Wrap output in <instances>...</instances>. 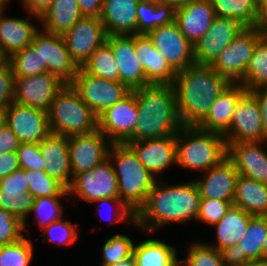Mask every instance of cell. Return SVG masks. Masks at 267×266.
<instances>
[{"instance_id": "obj_54", "label": "cell", "mask_w": 267, "mask_h": 266, "mask_svg": "<svg viewBox=\"0 0 267 266\" xmlns=\"http://www.w3.org/2000/svg\"><path fill=\"white\" fill-rule=\"evenodd\" d=\"M80 13L86 17L100 18L103 0H77Z\"/></svg>"}, {"instance_id": "obj_1", "label": "cell", "mask_w": 267, "mask_h": 266, "mask_svg": "<svg viewBox=\"0 0 267 266\" xmlns=\"http://www.w3.org/2000/svg\"><path fill=\"white\" fill-rule=\"evenodd\" d=\"M167 184L160 185L157 179L146 202L135 214L134 224L147 233L153 234L172 223L197 219L201 197L195 181Z\"/></svg>"}, {"instance_id": "obj_30", "label": "cell", "mask_w": 267, "mask_h": 266, "mask_svg": "<svg viewBox=\"0 0 267 266\" xmlns=\"http://www.w3.org/2000/svg\"><path fill=\"white\" fill-rule=\"evenodd\" d=\"M251 217V214L232 205L222 219L212 226L216 230V243L207 244L217 250L238 244L247 230Z\"/></svg>"}, {"instance_id": "obj_5", "label": "cell", "mask_w": 267, "mask_h": 266, "mask_svg": "<svg viewBox=\"0 0 267 266\" xmlns=\"http://www.w3.org/2000/svg\"><path fill=\"white\" fill-rule=\"evenodd\" d=\"M177 166L205 172L227 157L223 134L183 126L175 136Z\"/></svg>"}, {"instance_id": "obj_20", "label": "cell", "mask_w": 267, "mask_h": 266, "mask_svg": "<svg viewBox=\"0 0 267 266\" xmlns=\"http://www.w3.org/2000/svg\"><path fill=\"white\" fill-rule=\"evenodd\" d=\"M227 144V157L239 175L267 184V141H242ZM265 145V149L263 146Z\"/></svg>"}, {"instance_id": "obj_24", "label": "cell", "mask_w": 267, "mask_h": 266, "mask_svg": "<svg viewBox=\"0 0 267 266\" xmlns=\"http://www.w3.org/2000/svg\"><path fill=\"white\" fill-rule=\"evenodd\" d=\"M215 17L211 0H193L176 7L175 12L179 30L193 46L208 32Z\"/></svg>"}, {"instance_id": "obj_57", "label": "cell", "mask_w": 267, "mask_h": 266, "mask_svg": "<svg viewBox=\"0 0 267 266\" xmlns=\"http://www.w3.org/2000/svg\"><path fill=\"white\" fill-rule=\"evenodd\" d=\"M258 26L267 31V0H258Z\"/></svg>"}, {"instance_id": "obj_3", "label": "cell", "mask_w": 267, "mask_h": 266, "mask_svg": "<svg viewBox=\"0 0 267 266\" xmlns=\"http://www.w3.org/2000/svg\"><path fill=\"white\" fill-rule=\"evenodd\" d=\"M131 91L139 116L134 134L126 142L176 136L183 125L172 85L150 84Z\"/></svg>"}, {"instance_id": "obj_6", "label": "cell", "mask_w": 267, "mask_h": 266, "mask_svg": "<svg viewBox=\"0 0 267 266\" xmlns=\"http://www.w3.org/2000/svg\"><path fill=\"white\" fill-rule=\"evenodd\" d=\"M48 119L51 133L66 137L89 134L98 129V117L71 84H65L55 95Z\"/></svg>"}, {"instance_id": "obj_45", "label": "cell", "mask_w": 267, "mask_h": 266, "mask_svg": "<svg viewBox=\"0 0 267 266\" xmlns=\"http://www.w3.org/2000/svg\"><path fill=\"white\" fill-rule=\"evenodd\" d=\"M42 230L44 234L46 233L44 237L47 238L46 240L64 246H70L76 242L78 240V233L80 232L70 220H64L63 218L54 221Z\"/></svg>"}, {"instance_id": "obj_10", "label": "cell", "mask_w": 267, "mask_h": 266, "mask_svg": "<svg viewBox=\"0 0 267 266\" xmlns=\"http://www.w3.org/2000/svg\"><path fill=\"white\" fill-rule=\"evenodd\" d=\"M68 192L69 197L75 196L90 203L103 198H119L118 180L110 159L77 174Z\"/></svg>"}, {"instance_id": "obj_63", "label": "cell", "mask_w": 267, "mask_h": 266, "mask_svg": "<svg viewBox=\"0 0 267 266\" xmlns=\"http://www.w3.org/2000/svg\"><path fill=\"white\" fill-rule=\"evenodd\" d=\"M4 112L0 111V127L4 124Z\"/></svg>"}, {"instance_id": "obj_33", "label": "cell", "mask_w": 267, "mask_h": 266, "mask_svg": "<svg viewBox=\"0 0 267 266\" xmlns=\"http://www.w3.org/2000/svg\"><path fill=\"white\" fill-rule=\"evenodd\" d=\"M177 249L167 242L148 238L134 244L135 266H180Z\"/></svg>"}, {"instance_id": "obj_47", "label": "cell", "mask_w": 267, "mask_h": 266, "mask_svg": "<svg viewBox=\"0 0 267 266\" xmlns=\"http://www.w3.org/2000/svg\"><path fill=\"white\" fill-rule=\"evenodd\" d=\"M24 223L10 212L0 209V246L12 244L24 236Z\"/></svg>"}, {"instance_id": "obj_55", "label": "cell", "mask_w": 267, "mask_h": 266, "mask_svg": "<svg viewBox=\"0 0 267 266\" xmlns=\"http://www.w3.org/2000/svg\"><path fill=\"white\" fill-rule=\"evenodd\" d=\"M257 100L262 117L264 132L267 134V86L249 91Z\"/></svg>"}, {"instance_id": "obj_2", "label": "cell", "mask_w": 267, "mask_h": 266, "mask_svg": "<svg viewBox=\"0 0 267 266\" xmlns=\"http://www.w3.org/2000/svg\"><path fill=\"white\" fill-rule=\"evenodd\" d=\"M231 82L210 65L194 63L178 71L171 84L183 126H198L208 115L212 104Z\"/></svg>"}, {"instance_id": "obj_22", "label": "cell", "mask_w": 267, "mask_h": 266, "mask_svg": "<svg viewBox=\"0 0 267 266\" xmlns=\"http://www.w3.org/2000/svg\"><path fill=\"white\" fill-rule=\"evenodd\" d=\"M125 143L134 151L138 160L155 178L170 166H177L175 136Z\"/></svg>"}, {"instance_id": "obj_44", "label": "cell", "mask_w": 267, "mask_h": 266, "mask_svg": "<svg viewBox=\"0 0 267 266\" xmlns=\"http://www.w3.org/2000/svg\"><path fill=\"white\" fill-rule=\"evenodd\" d=\"M180 266H223L219 250L206 242L195 241L188 248L187 257L181 259Z\"/></svg>"}, {"instance_id": "obj_21", "label": "cell", "mask_w": 267, "mask_h": 266, "mask_svg": "<svg viewBox=\"0 0 267 266\" xmlns=\"http://www.w3.org/2000/svg\"><path fill=\"white\" fill-rule=\"evenodd\" d=\"M34 199L29 192L26 170L18 169L0 179V209L19 218L24 223V230H26Z\"/></svg>"}, {"instance_id": "obj_46", "label": "cell", "mask_w": 267, "mask_h": 266, "mask_svg": "<svg viewBox=\"0 0 267 266\" xmlns=\"http://www.w3.org/2000/svg\"><path fill=\"white\" fill-rule=\"evenodd\" d=\"M233 205V201L201 198L197 221L213 226Z\"/></svg>"}, {"instance_id": "obj_52", "label": "cell", "mask_w": 267, "mask_h": 266, "mask_svg": "<svg viewBox=\"0 0 267 266\" xmlns=\"http://www.w3.org/2000/svg\"><path fill=\"white\" fill-rule=\"evenodd\" d=\"M20 141L13 131L4 123L0 127V155L7 152H16Z\"/></svg>"}, {"instance_id": "obj_23", "label": "cell", "mask_w": 267, "mask_h": 266, "mask_svg": "<svg viewBox=\"0 0 267 266\" xmlns=\"http://www.w3.org/2000/svg\"><path fill=\"white\" fill-rule=\"evenodd\" d=\"M203 173L194 180L201 198L233 201L239 174L228 157Z\"/></svg>"}, {"instance_id": "obj_49", "label": "cell", "mask_w": 267, "mask_h": 266, "mask_svg": "<svg viewBox=\"0 0 267 266\" xmlns=\"http://www.w3.org/2000/svg\"><path fill=\"white\" fill-rule=\"evenodd\" d=\"M15 77L10 63L5 60L0 64V111L13 102Z\"/></svg>"}, {"instance_id": "obj_56", "label": "cell", "mask_w": 267, "mask_h": 266, "mask_svg": "<svg viewBox=\"0 0 267 266\" xmlns=\"http://www.w3.org/2000/svg\"><path fill=\"white\" fill-rule=\"evenodd\" d=\"M26 13L41 16L51 5L53 0H21Z\"/></svg>"}, {"instance_id": "obj_31", "label": "cell", "mask_w": 267, "mask_h": 266, "mask_svg": "<svg viewBox=\"0 0 267 266\" xmlns=\"http://www.w3.org/2000/svg\"><path fill=\"white\" fill-rule=\"evenodd\" d=\"M82 17L77 0H53L39 17L43 31L63 35Z\"/></svg>"}, {"instance_id": "obj_41", "label": "cell", "mask_w": 267, "mask_h": 266, "mask_svg": "<svg viewBox=\"0 0 267 266\" xmlns=\"http://www.w3.org/2000/svg\"><path fill=\"white\" fill-rule=\"evenodd\" d=\"M32 243L25 236L18 242L0 246V266H29L34 256Z\"/></svg>"}, {"instance_id": "obj_39", "label": "cell", "mask_w": 267, "mask_h": 266, "mask_svg": "<svg viewBox=\"0 0 267 266\" xmlns=\"http://www.w3.org/2000/svg\"><path fill=\"white\" fill-rule=\"evenodd\" d=\"M29 192L37 197H67L68 189L57 179L41 170H26Z\"/></svg>"}, {"instance_id": "obj_25", "label": "cell", "mask_w": 267, "mask_h": 266, "mask_svg": "<svg viewBox=\"0 0 267 266\" xmlns=\"http://www.w3.org/2000/svg\"><path fill=\"white\" fill-rule=\"evenodd\" d=\"M39 146L45 164L44 172L68 189L73 181L68 137L50 133Z\"/></svg>"}, {"instance_id": "obj_19", "label": "cell", "mask_w": 267, "mask_h": 266, "mask_svg": "<svg viewBox=\"0 0 267 266\" xmlns=\"http://www.w3.org/2000/svg\"><path fill=\"white\" fill-rule=\"evenodd\" d=\"M244 28L236 20L216 16L208 32L194 45L195 62L210 65Z\"/></svg>"}, {"instance_id": "obj_36", "label": "cell", "mask_w": 267, "mask_h": 266, "mask_svg": "<svg viewBox=\"0 0 267 266\" xmlns=\"http://www.w3.org/2000/svg\"><path fill=\"white\" fill-rule=\"evenodd\" d=\"M241 84L248 92L267 86V32L257 41Z\"/></svg>"}, {"instance_id": "obj_17", "label": "cell", "mask_w": 267, "mask_h": 266, "mask_svg": "<svg viewBox=\"0 0 267 266\" xmlns=\"http://www.w3.org/2000/svg\"><path fill=\"white\" fill-rule=\"evenodd\" d=\"M147 35L154 47L177 72L196 63L194 46L181 33L175 21L158 26Z\"/></svg>"}, {"instance_id": "obj_64", "label": "cell", "mask_w": 267, "mask_h": 266, "mask_svg": "<svg viewBox=\"0 0 267 266\" xmlns=\"http://www.w3.org/2000/svg\"><path fill=\"white\" fill-rule=\"evenodd\" d=\"M6 59L1 55V53H0V64L3 62V61H5Z\"/></svg>"}, {"instance_id": "obj_37", "label": "cell", "mask_w": 267, "mask_h": 266, "mask_svg": "<svg viewBox=\"0 0 267 266\" xmlns=\"http://www.w3.org/2000/svg\"><path fill=\"white\" fill-rule=\"evenodd\" d=\"M91 76L119 81V70L111 47L105 42L80 67Z\"/></svg>"}, {"instance_id": "obj_27", "label": "cell", "mask_w": 267, "mask_h": 266, "mask_svg": "<svg viewBox=\"0 0 267 266\" xmlns=\"http://www.w3.org/2000/svg\"><path fill=\"white\" fill-rule=\"evenodd\" d=\"M137 58L151 84H172L177 71L154 47L147 34L135 35Z\"/></svg>"}, {"instance_id": "obj_29", "label": "cell", "mask_w": 267, "mask_h": 266, "mask_svg": "<svg viewBox=\"0 0 267 266\" xmlns=\"http://www.w3.org/2000/svg\"><path fill=\"white\" fill-rule=\"evenodd\" d=\"M246 92L247 89L241 83H231L215 100L208 115L197 127L224 134L230 128L235 106Z\"/></svg>"}, {"instance_id": "obj_48", "label": "cell", "mask_w": 267, "mask_h": 266, "mask_svg": "<svg viewBox=\"0 0 267 266\" xmlns=\"http://www.w3.org/2000/svg\"><path fill=\"white\" fill-rule=\"evenodd\" d=\"M16 153L20 169L44 171L45 164L39 144L20 142Z\"/></svg>"}, {"instance_id": "obj_12", "label": "cell", "mask_w": 267, "mask_h": 266, "mask_svg": "<svg viewBox=\"0 0 267 266\" xmlns=\"http://www.w3.org/2000/svg\"><path fill=\"white\" fill-rule=\"evenodd\" d=\"M107 36L100 18L86 16L62 35L70 57L78 67L106 42Z\"/></svg>"}, {"instance_id": "obj_62", "label": "cell", "mask_w": 267, "mask_h": 266, "mask_svg": "<svg viewBox=\"0 0 267 266\" xmlns=\"http://www.w3.org/2000/svg\"><path fill=\"white\" fill-rule=\"evenodd\" d=\"M7 1L8 0H0V11L6 10L5 6H7Z\"/></svg>"}, {"instance_id": "obj_50", "label": "cell", "mask_w": 267, "mask_h": 266, "mask_svg": "<svg viewBox=\"0 0 267 266\" xmlns=\"http://www.w3.org/2000/svg\"><path fill=\"white\" fill-rule=\"evenodd\" d=\"M93 203H98L97 206V212L99 213V215H102L100 212V204L103 205H109L113 204V207L116 206V210L114 208V213L113 215L111 214L110 216L111 219H108L110 223L112 224H116L118 222H135V213H133L126 205L125 203L120 199V198H103V199H98L96 201H94ZM104 208V207H103ZM109 208V207H108ZM114 222V223H113Z\"/></svg>"}, {"instance_id": "obj_32", "label": "cell", "mask_w": 267, "mask_h": 266, "mask_svg": "<svg viewBox=\"0 0 267 266\" xmlns=\"http://www.w3.org/2000/svg\"><path fill=\"white\" fill-rule=\"evenodd\" d=\"M233 205L252 216H267V184L239 175Z\"/></svg>"}, {"instance_id": "obj_14", "label": "cell", "mask_w": 267, "mask_h": 266, "mask_svg": "<svg viewBox=\"0 0 267 266\" xmlns=\"http://www.w3.org/2000/svg\"><path fill=\"white\" fill-rule=\"evenodd\" d=\"M64 86V82L49 72L15 77L13 102L48 112L55 95Z\"/></svg>"}, {"instance_id": "obj_53", "label": "cell", "mask_w": 267, "mask_h": 266, "mask_svg": "<svg viewBox=\"0 0 267 266\" xmlns=\"http://www.w3.org/2000/svg\"><path fill=\"white\" fill-rule=\"evenodd\" d=\"M20 169L16 152H7L0 155V179Z\"/></svg>"}, {"instance_id": "obj_4", "label": "cell", "mask_w": 267, "mask_h": 266, "mask_svg": "<svg viewBox=\"0 0 267 266\" xmlns=\"http://www.w3.org/2000/svg\"><path fill=\"white\" fill-rule=\"evenodd\" d=\"M108 158L118 180L119 198L136 214L146 202L158 177L155 178L142 165L126 143H112Z\"/></svg>"}, {"instance_id": "obj_61", "label": "cell", "mask_w": 267, "mask_h": 266, "mask_svg": "<svg viewBox=\"0 0 267 266\" xmlns=\"http://www.w3.org/2000/svg\"><path fill=\"white\" fill-rule=\"evenodd\" d=\"M263 259H267V234L263 243Z\"/></svg>"}, {"instance_id": "obj_13", "label": "cell", "mask_w": 267, "mask_h": 266, "mask_svg": "<svg viewBox=\"0 0 267 266\" xmlns=\"http://www.w3.org/2000/svg\"><path fill=\"white\" fill-rule=\"evenodd\" d=\"M226 143L242 141H267L259 104L246 92L238 101L232 115L230 128L223 134Z\"/></svg>"}, {"instance_id": "obj_16", "label": "cell", "mask_w": 267, "mask_h": 266, "mask_svg": "<svg viewBox=\"0 0 267 266\" xmlns=\"http://www.w3.org/2000/svg\"><path fill=\"white\" fill-rule=\"evenodd\" d=\"M72 178L108 158L112 142L100 131L68 136Z\"/></svg>"}, {"instance_id": "obj_59", "label": "cell", "mask_w": 267, "mask_h": 266, "mask_svg": "<svg viewBox=\"0 0 267 266\" xmlns=\"http://www.w3.org/2000/svg\"><path fill=\"white\" fill-rule=\"evenodd\" d=\"M241 266H267V259L251 260Z\"/></svg>"}, {"instance_id": "obj_8", "label": "cell", "mask_w": 267, "mask_h": 266, "mask_svg": "<svg viewBox=\"0 0 267 266\" xmlns=\"http://www.w3.org/2000/svg\"><path fill=\"white\" fill-rule=\"evenodd\" d=\"M71 86L97 117L131 92L125 84L119 81L91 76L80 67Z\"/></svg>"}, {"instance_id": "obj_58", "label": "cell", "mask_w": 267, "mask_h": 266, "mask_svg": "<svg viewBox=\"0 0 267 266\" xmlns=\"http://www.w3.org/2000/svg\"><path fill=\"white\" fill-rule=\"evenodd\" d=\"M110 266H135V260L132 255L126 259L119 260L118 262Z\"/></svg>"}, {"instance_id": "obj_26", "label": "cell", "mask_w": 267, "mask_h": 266, "mask_svg": "<svg viewBox=\"0 0 267 266\" xmlns=\"http://www.w3.org/2000/svg\"><path fill=\"white\" fill-rule=\"evenodd\" d=\"M6 10L0 11V53L7 59L13 53L23 50L32 43L38 26L30 22L34 18L40 22L39 16L27 13V19L5 17Z\"/></svg>"}, {"instance_id": "obj_18", "label": "cell", "mask_w": 267, "mask_h": 266, "mask_svg": "<svg viewBox=\"0 0 267 266\" xmlns=\"http://www.w3.org/2000/svg\"><path fill=\"white\" fill-rule=\"evenodd\" d=\"M106 43L111 47L118 65L119 82L130 90L151 84L137 58L135 35H108Z\"/></svg>"}, {"instance_id": "obj_7", "label": "cell", "mask_w": 267, "mask_h": 266, "mask_svg": "<svg viewBox=\"0 0 267 266\" xmlns=\"http://www.w3.org/2000/svg\"><path fill=\"white\" fill-rule=\"evenodd\" d=\"M266 32L259 26L244 28L231 44L220 52L210 66L231 83H241L254 47Z\"/></svg>"}, {"instance_id": "obj_51", "label": "cell", "mask_w": 267, "mask_h": 266, "mask_svg": "<svg viewBox=\"0 0 267 266\" xmlns=\"http://www.w3.org/2000/svg\"><path fill=\"white\" fill-rule=\"evenodd\" d=\"M223 266H241L249 260L241 254L239 243L219 250Z\"/></svg>"}, {"instance_id": "obj_40", "label": "cell", "mask_w": 267, "mask_h": 266, "mask_svg": "<svg viewBox=\"0 0 267 266\" xmlns=\"http://www.w3.org/2000/svg\"><path fill=\"white\" fill-rule=\"evenodd\" d=\"M6 60L12 67L14 77H28L46 72L40 66L39 51L32 44L13 53Z\"/></svg>"}, {"instance_id": "obj_9", "label": "cell", "mask_w": 267, "mask_h": 266, "mask_svg": "<svg viewBox=\"0 0 267 266\" xmlns=\"http://www.w3.org/2000/svg\"><path fill=\"white\" fill-rule=\"evenodd\" d=\"M39 51L40 66L58 77L65 84H71L78 66L71 59L62 35L38 31L31 43Z\"/></svg>"}, {"instance_id": "obj_35", "label": "cell", "mask_w": 267, "mask_h": 266, "mask_svg": "<svg viewBox=\"0 0 267 266\" xmlns=\"http://www.w3.org/2000/svg\"><path fill=\"white\" fill-rule=\"evenodd\" d=\"M218 17L230 18L245 28L258 27V0H211Z\"/></svg>"}, {"instance_id": "obj_42", "label": "cell", "mask_w": 267, "mask_h": 266, "mask_svg": "<svg viewBox=\"0 0 267 266\" xmlns=\"http://www.w3.org/2000/svg\"><path fill=\"white\" fill-rule=\"evenodd\" d=\"M103 260L100 266H110L133 255L134 241L125 234H115L102 246Z\"/></svg>"}, {"instance_id": "obj_28", "label": "cell", "mask_w": 267, "mask_h": 266, "mask_svg": "<svg viewBox=\"0 0 267 266\" xmlns=\"http://www.w3.org/2000/svg\"><path fill=\"white\" fill-rule=\"evenodd\" d=\"M140 0H103L100 19L107 35L137 34V4Z\"/></svg>"}, {"instance_id": "obj_34", "label": "cell", "mask_w": 267, "mask_h": 266, "mask_svg": "<svg viewBox=\"0 0 267 266\" xmlns=\"http://www.w3.org/2000/svg\"><path fill=\"white\" fill-rule=\"evenodd\" d=\"M176 7L158 0H140L137 4V34H147L158 26L175 21Z\"/></svg>"}, {"instance_id": "obj_43", "label": "cell", "mask_w": 267, "mask_h": 266, "mask_svg": "<svg viewBox=\"0 0 267 266\" xmlns=\"http://www.w3.org/2000/svg\"><path fill=\"white\" fill-rule=\"evenodd\" d=\"M66 197H37L34 199L31 213L36 215L37 225L44 229L63 216L62 199Z\"/></svg>"}, {"instance_id": "obj_11", "label": "cell", "mask_w": 267, "mask_h": 266, "mask_svg": "<svg viewBox=\"0 0 267 266\" xmlns=\"http://www.w3.org/2000/svg\"><path fill=\"white\" fill-rule=\"evenodd\" d=\"M3 112L5 124L20 142L39 144L51 133L47 111L11 102Z\"/></svg>"}, {"instance_id": "obj_15", "label": "cell", "mask_w": 267, "mask_h": 266, "mask_svg": "<svg viewBox=\"0 0 267 266\" xmlns=\"http://www.w3.org/2000/svg\"><path fill=\"white\" fill-rule=\"evenodd\" d=\"M138 116L136 96L131 91L98 116V130L112 143H125L134 134Z\"/></svg>"}, {"instance_id": "obj_60", "label": "cell", "mask_w": 267, "mask_h": 266, "mask_svg": "<svg viewBox=\"0 0 267 266\" xmlns=\"http://www.w3.org/2000/svg\"><path fill=\"white\" fill-rule=\"evenodd\" d=\"M160 2H166V3H171L172 5H174L175 7L187 4L190 1L193 0H158Z\"/></svg>"}, {"instance_id": "obj_38", "label": "cell", "mask_w": 267, "mask_h": 266, "mask_svg": "<svg viewBox=\"0 0 267 266\" xmlns=\"http://www.w3.org/2000/svg\"><path fill=\"white\" fill-rule=\"evenodd\" d=\"M267 234V216H252L239 242L241 254L251 260L263 259V243Z\"/></svg>"}]
</instances>
